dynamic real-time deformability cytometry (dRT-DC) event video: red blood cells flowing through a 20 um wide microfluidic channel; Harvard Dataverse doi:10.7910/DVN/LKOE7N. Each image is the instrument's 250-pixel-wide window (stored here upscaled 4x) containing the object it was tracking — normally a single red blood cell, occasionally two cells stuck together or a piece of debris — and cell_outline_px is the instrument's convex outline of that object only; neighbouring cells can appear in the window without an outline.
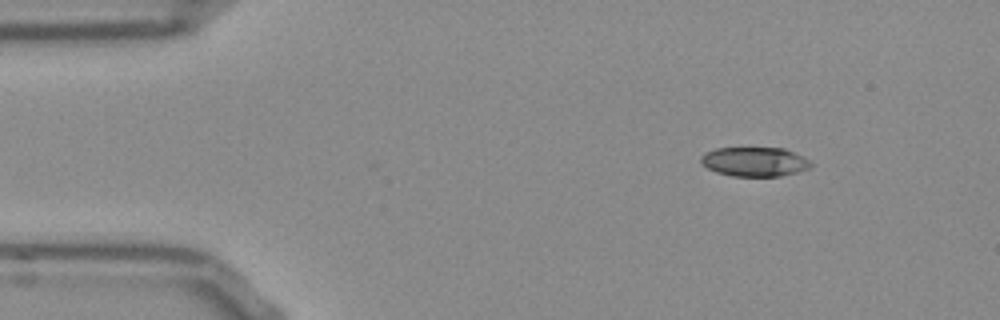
{"species": "Egyptian fruit bat (a non-hibernating species)", "species_latin": "Rousettus aegyptiacus", "temperature_condition": "room temperature", "stored_images_in_passage": 41, "camera_frame_rate_fps": 3000, "um_per_image_px": 0.085, "frame": {"image": 1, "passage_image": 1, "time_ms": 0.0, "image_size_px": [1000, 320], "cell_outline_px": [[812, 164], [808, 168], [796, 172], [780, 176], [732, 176], [716, 172], [700, 164], [700, 156], [704, 152], [716, 148], [784, 148], [808, 160]], "centroid_in_image_um": [64.06, 13.74], "position_along_channel_um": 20.9, "area_um2": 18.67}}
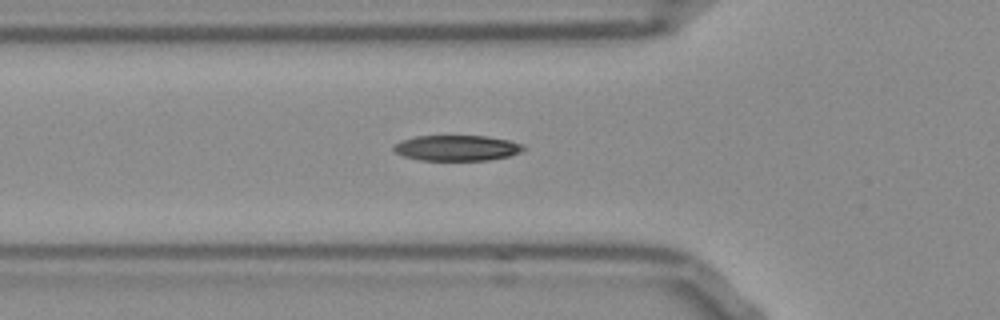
{"frame": {"image": 2, "passage_image": 12, "time_ms": 3.667, "image_size_px": [1000, 320], "cell_outline_px": [[524, 148], [520, 152], [508, 156], [488, 160], [420, 160], [404, 156], [396, 152], [392, 148], [392, 144], [400, 140], [416, 136], [488, 136], [508, 140], [524, 144]], "centroid_in_image_um": [38.8, 12.57], "position_along_channel_um": 87.0, "area_um2": 19.36}}
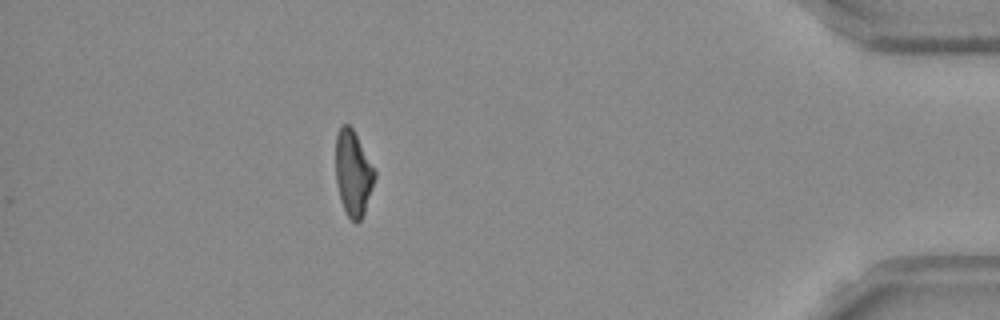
{"frame": {"image": 3, "passage_image": 41, "time_ms": 13.333, "image_size_px": [1000, 320], "cell_outline_px": [[376, 176], [364, 212], [360, 220], [356, 224], [348, 216], [340, 200], [336, 184], [336, 136], [340, 124], [348, 124], [352, 128], [376, 172]], "centroid_in_image_um": [30.0, 14.72], "position_along_channel_um": 405.2, "area_um2": 19.19}, "authors_computed_cell_mechanics": {"area_um2": 19.8254, "velocity_mm_per_s": 3.8396, "shape_relaxation_time_tau1_ms": 5.6958, "shape_relaxation_time_tau2_ms": 3.4258, "deformation_change_tau1": 0.1838, "deformation_change_tau2": 0.1108}}